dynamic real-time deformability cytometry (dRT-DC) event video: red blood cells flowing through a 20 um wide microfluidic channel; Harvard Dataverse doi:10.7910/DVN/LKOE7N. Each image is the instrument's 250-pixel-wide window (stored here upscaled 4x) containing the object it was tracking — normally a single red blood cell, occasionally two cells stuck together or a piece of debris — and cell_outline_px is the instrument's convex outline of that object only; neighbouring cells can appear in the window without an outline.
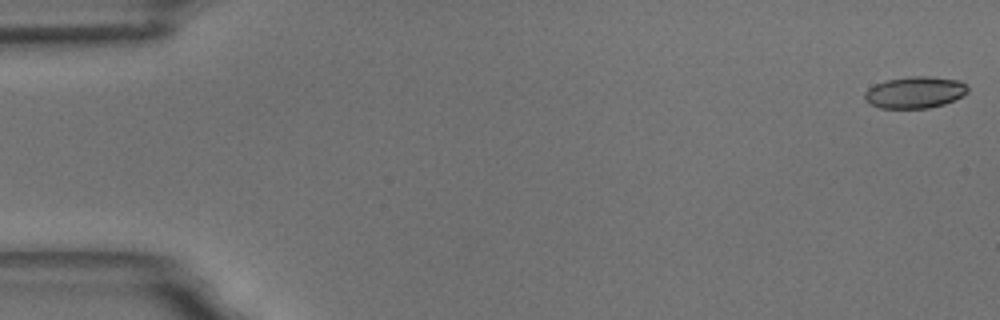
{"species": "common noctule bat (a hibernating species)", "species_latin": "Nyctalus noctula", "temperature_condition": "room temperature", "stored_images_in_passage": 55, "camera_frame_rate_fps": 3000, "um_per_image_px": 0.085, "animal": {"sex": "male", "body_mass_g": 18.8}, "frame": {"image": 1, "passage_image": 1, "time_ms": 0.0, "image_size_px": [1000, 320], "cell_outline_px": [[968, 92], [944, 104], [928, 108], [880, 108], [864, 100], [864, 92], [868, 88], [876, 84], [888, 80], [908, 76], [928, 76], [960, 80], [968, 84]], "centroid_in_image_um": [77.77, 7.84], "position_along_channel_um": 7.2, "area_um2": 19.02}}
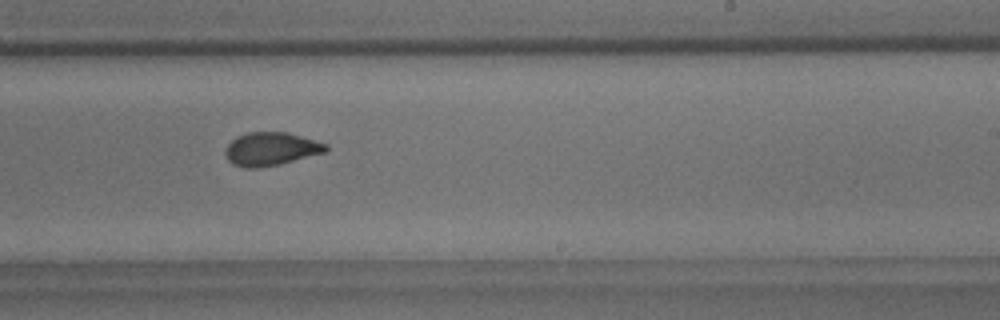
{"frame": {"image": 2, "passage_image": 34, "time_ms": 11.0, "image_size_px": [1000, 320], "cell_outline_px": [[328, 148], [324, 152], [280, 164], [260, 168], [244, 168], [232, 164], [228, 160], [224, 152], [228, 144], [236, 136], [248, 132], [288, 132], [328, 144]], "centroid_in_image_um": [23.0, 12.66], "position_along_channel_um": 266.0, "area_um2": 19.54}}
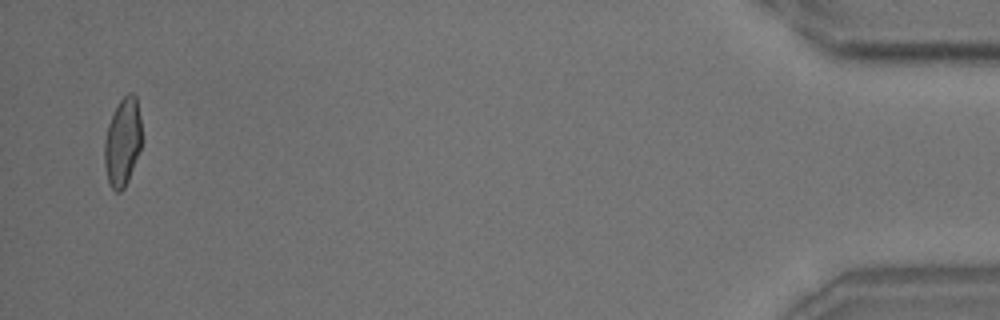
{"frame": {"image": 3, "passage_image": 54, "time_ms": 17.667, "image_size_px": [1000, 320], "cell_outline_px": [[140, 148], [128, 180], [124, 188], [120, 192], [116, 192], [108, 184], [104, 164], [104, 140], [108, 124], [112, 112], [120, 100], [128, 92], [132, 92], [136, 96], [140, 116]], "centroid_in_image_um": [10.39, 12.06], "position_along_channel_um": 424.8, "area_um2": 19.13}, "authors_computed_cell_mechanics": {"area_um2": 19.4208, "velocity_mm_per_s": 3.6582, "shape_relaxation_time_tau1_ms": 7.9421, "shape_relaxation_time_tau2_ms": 1.1693, "deformation_change_tau1": 0.1866, "deformation_change_tau2": 0.0631}}